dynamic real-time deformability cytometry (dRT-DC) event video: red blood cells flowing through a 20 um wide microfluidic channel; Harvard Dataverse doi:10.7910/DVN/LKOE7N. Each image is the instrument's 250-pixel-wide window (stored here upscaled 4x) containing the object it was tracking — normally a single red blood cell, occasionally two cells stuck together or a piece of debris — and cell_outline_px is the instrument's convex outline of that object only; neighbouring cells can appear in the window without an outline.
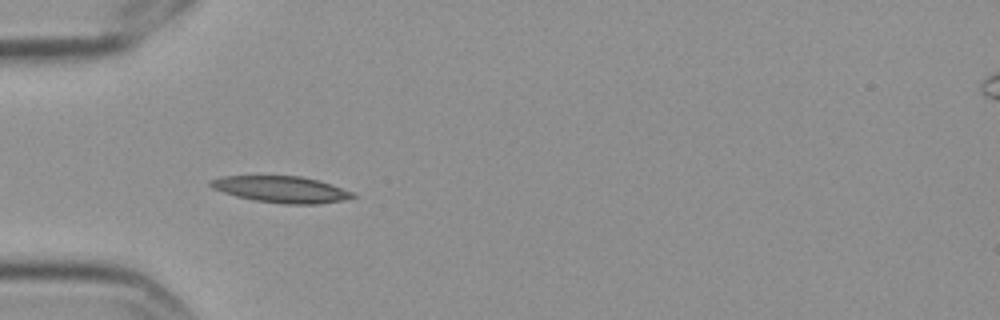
{"species": "Egyptian fruit bat (a non-hibernating species)", "species_latin": "Rousettus aegyptiacus", "temperature_condition": "cold", "stored_images_in_passage": 2, "camera_frame_rate_fps": 3000, "um_per_image_px": 0.085, "frame": {"image": 1, "passage_image": 1, "time_ms": 0.0, "image_size_px": [1000, 320], "cell_outline_px": [[356, 196], [344, 200], [320, 204], [284, 204], [256, 200], [236, 196], [212, 188], [208, 184], [208, 180], [220, 176], [300, 176], [316, 180], [352, 192]], "centroid_in_image_um": [23.85, 16.1], "position_along_channel_um": 61.2, "area_um2": 21.68}}
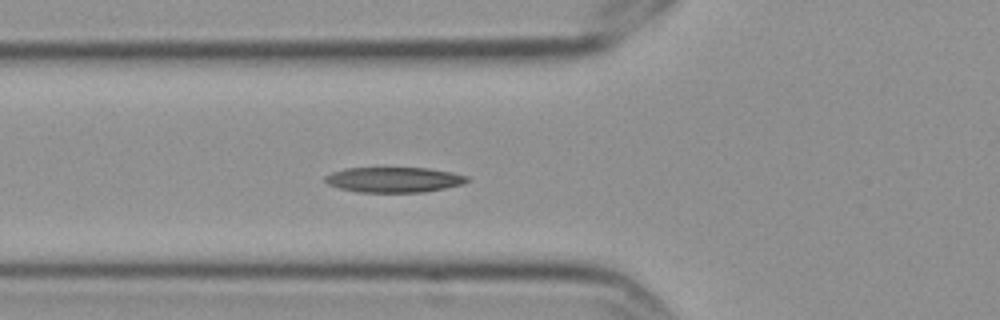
{"frame": {"image": 2, "passage_image": 2, "time_ms": 0.333, "image_size_px": [1000, 320], "cell_outline_px": [[468, 180], [464, 184], [424, 192], [360, 192], [340, 188], [328, 184], [324, 180], [324, 176], [332, 172], [344, 168], [428, 168], [452, 172], [468, 176]], "centroid_in_image_um": [33.48, 15.27], "position_along_channel_um": 92.3, "area_um2": 20.87}}